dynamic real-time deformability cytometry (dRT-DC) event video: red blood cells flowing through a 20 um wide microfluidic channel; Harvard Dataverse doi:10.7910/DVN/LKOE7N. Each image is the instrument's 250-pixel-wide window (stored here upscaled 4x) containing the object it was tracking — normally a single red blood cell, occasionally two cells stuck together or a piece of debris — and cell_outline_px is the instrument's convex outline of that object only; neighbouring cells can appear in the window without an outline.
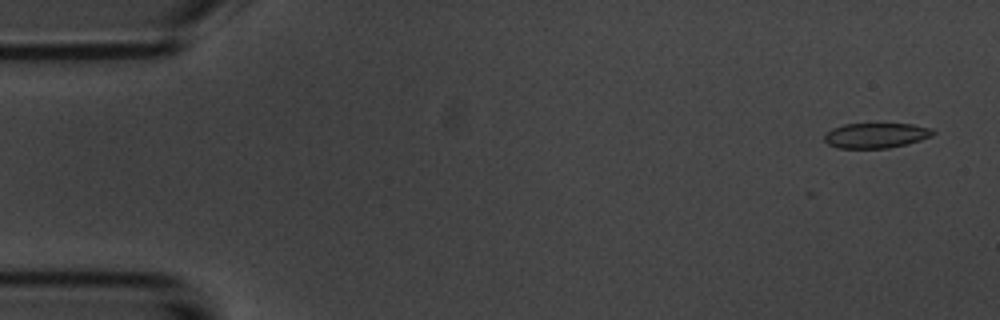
{"species": "common noctule bat (a hibernating species)", "species_latin": "Nyctalus noctula", "temperature_condition": "room temperature", "stored_images_in_passage": 5, "camera_frame_rate_fps": 3000, "um_per_image_px": 0.085, "animal": {"sex": "male", "body_mass_g": 20.1, "forearm_length_mm": 53.5}, "frame": {"image": 1, "passage_image": 3, "time_ms": 0.667, "image_size_px": [1000, 320], "cell_outline_px": [[936, 132], [932, 136], [920, 140], [888, 148], [836, 148], [828, 144], [824, 140], [824, 132], [832, 128], [844, 124], [912, 124], [932, 128]], "centroid_in_image_um": [74.42, 11.51], "position_along_channel_um": 10.6, "area_um2": 15.95}}